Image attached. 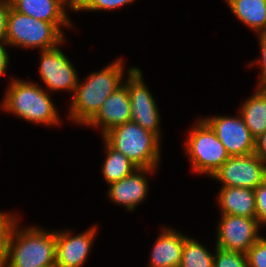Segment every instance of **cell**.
<instances>
[{"label":"cell","instance_id":"obj_1","mask_svg":"<svg viewBox=\"0 0 266 267\" xmlns=\"http://www.w3.org/2000/svg\"><path fill=\"white\" fill-rule=\"evenodd\" d=\"M122 62L117 60L98 73L91 74L84 84H77L70 112L77 123H87L110 94L122 85Z\"/></svg>","mask_w":266,"mask_h":267},{"label":"cell","instance_id":"obj_2","mask_svg":"<svg viewBox=\"0 0 266 267\" xmlns=\"http://www.w3.org/2000/svg\"><path fill=\"white\" fill-rule=\"evenodd\" d=\"M105 142L125 155L138 168H156L159 138L132 121L117 125L104 134Z\"/></svg>","mask_w":266,"mask_h":267},{"label":"cell","instance_id":"obj_3","mask_svg":"<svg viewBox=\"0 0 266 267\" xmlns=\"http://www.w3.org/2000/svg\"><path fill=\"white\" fill-rule=\"evenodd\" d=\"M16 228L9 240L7 267L56 266V232L46 233L42 229L28 228L18 233Z\"/></svg>","mask_w":266,"mask_h":267},{"label":"cell","instance_id":"obj_4","mask_svg":"<svg viewBox=\"0 0 266 267\" xmlns=\"http://www.w3.org/2000/svg\"><path fill=\"white\" fill-rule=\"evenodd\" d=\"M8 89L3 109L36 123L52 125L59 122L52 100L39 86L14 80Z\"/></svg>","mask_w":266,"mask_h":267},{"label":"cell","instance_id":"obj_5","mask_svg":"<svg viewBox=\"0 0 266 267\" xmlns=\"http://www.w3.org/2000/svg\"><path fill=\"white\" fill-rule=\"evenodd\" d=\"M63 42V33L53 23L23 15L12 7L7 19L6 43L48 50Z\"/></svg>","mask_w":266,"mask_h":267},{"label":"cell","instance_id":"obj_6","mask_svg":"<svg viewBox=\"0 0 266 267\" xmlns=\"http://www.w3.org/2000/svg\"><path fill=\"white\" fill-rule=\"evenodd\" d=\"M187 152L195 171L213 175L228 159L225 146L204 121L197 123L187 140Z\"/></svg>","mask_w":266,"mask_h":267},{"label":"cell","instance_id":"obj_7","mask_svg":"<svg viewBox=\"0 0 266 267\" xmlns=\"http://www.w3.org/2000/svg\"><path fill=\"white\" fill-rule=\"evenodd\" d=\"M223 186L255 189L266 179V166L255 155L230 156L212 175Z\"/></svg>","mask_w":266,"mask_h":267},{"label":"cell","instance_id":"obj_8","mask_svg":"<svg viewBox=\"0 0 266 267\" xmlns=\"http://www.w3.org/2000/svg\"><path fill=\"white\" fill-rule=\"evenodd\" d=\"M221 220L216 244L220 249L246 254L260 238L257 235L260 224L256 218L222 214Z\"/></svg>","mask_w":266,"mask_h":267},{"label":"cell","instance_id":"obj_9","mask_svg":"<svg viewBox=\"0 0 266 267\" xmlns=\"http://www.w3.org/2000/svg\"><path fill=\"white\" fill-rule=\"evenodd\" d=\"M140 69L131 68L126 84L131 101V121L159 138V114L155 100L144 85Z\"/></svg>","mask_w":266,"mask_h":267},{"label":"cell","instance_id":"obj_10","mask_svg":"<svg viewBox=\"0 0 266 267\" xmlns=\"http://www.w3.org/2000/svg\"><path fill=\"white\" fill-rule=\"evenodd\" d=\"M204 121L215 132L229 156H245L254 153L255 138L251 135L242 116L240 118L218 116Z\"/></svg>","mask_w":266,"mask_h":267},{"label":"cell","instance_id":"obj_11","mask_svg":"<svg viewBox=\"0 0 266 267\" xmlns=\"http://www.w3.org/2000/svg\"><path fill=\"white\" fill-rule=\"evenodd\" d=\"M40 73L50 90L70 89L75 92L77 75L71 62L58 47L42 50Z\"/></svg>","mask_w":266,"mask_h":267},{"label":"cell","instance_id":"obj_12","mask_svg":"<svg viewBox=\"0 0 266 267\" xmlns=\"http://www.w3.org/2000/svg\"><path fill=\"white\" fill-rule=\"evenodd\" d=\"M131 121V101L127 86L123 85L108 96L98 112L86 123L103 124V134L111 128Z\"/></svg>","mask_w":266,"mask_h":267},{"label":"cell","instance_id":"obj_13","mask_svg":"<svg viewBox=\"0 0 266 267\" xmlns=\"http://www.w3.org/2000/svg\"><path fill=\"white\" fill-rule=\"evenodd\" d=\"M96 230L71 237L70 233H56V266L81 267L86 260Z\"/></svg>","mask_w":266,"mask_h":267},{"label":"cell","instance_id":"obj_14","mask_svg":"<svg viewBox=\"0 0 266 267\" xmlns=\"http://www.w3.org/2000/svg\"><path fill=\"white\" fill-rule=\"evenodd\" d=\"M11 7L17 12L35 19L53 23L58 29L60 25H71L63 6L68 0H9Z\"/></svg>","mask_w":266,"mask_h":267},{"label":"cell","instance_id":"obj_15","mask_svg":"<svg viewBox=\"0 0 266 267\" xmlns=\"http://www.w3.org/2000/svg\"><path fill=\"white\" fill-rule=\"evenodd\" d=\"M150 170L153 171L154 169L138 168L135 173L133 172L120 181L110 184L109 196L112 201L122 204L128 210H132L139 202H142L148 189L143 172H150Z\"/></svg>","mask_w":266,"mask_h":267},{"label":"cell","instance_id":"obj_16","mask_svg":"<svg viewBox=\"0 0 266 267\" xmlns=\"http://www.w3.org/2000/svg\"><path fill=\"white\" fill-rule=\"evenodd\" d=\"M166 230L156 240L151 253L150 267H180L183 245L187 237Z\"/></svg>","mask_w":266,"mask_h":267},{"label":"cell","instance_id":"obj_17","mask_svg":"<svg viewBox=\"0 0 266 267\" xmlns=\"http://www.w3.org/2000/svg\"><path fill=\"white\" fill-rule=\"evenodd\" d=\"M219 202L222 214L256 218L254 189L223 186Z\"/></svg>","mask_w":266,"mask_h":267},{"label":"cell","instance_id":"obj_18","mask_svg":"<svg viewBox=\"0 0 266 267\" xmlns=\"http://www.w3.org/2000/svg\"><path fill=\"white\" fill-rule=\"evenodd\" d=\"M232 12L254 30L266 32V0H226Z\"/></svg>","mask_w":266,"mask_h":267},{"label":"cell","instance_id":"obj_19","mask_svg":"<svg viewBox=\"0 0 266 267\" xmlns=\"http://www.w3.org/2000/svg\"><path fill=\"white\" fill-rule=\"evenodd\" d=\"M241 110L244 123L254 138L266 131V89L259 88Z\"/></svg>","mask_w":266,"mask_h":267},{"label":"cell","instance_id":"obj_20","mask_svg":"<svg viewBox=\"0 0 266 267\" xmlns=\"http://www.w3.org/2000/svg\"><path fill=\"white\" fill-rule=\"evenodd\" d=\"M107 159L103 164V175L110 184L131 175L138 169L125 155L110 147L106 142Z\"/></svg>","mask_w":266,"mask_h":267},{"label":"cell","instance_id":"obj_21","mask_svg":"<svg viewBox=\"0 0 266 267\" xmlns=\"http://www.w3.org/2000/svg\"><path fill=\"white\" fill-rule=\"evenodd\" d=\"M213 257L202 245L186 238L180 267H213Z\"/></svg>","mask_w":266,"mask_h":267},{"label":"cell","instance_id":"obj_22","mask_svg":"<svg viewBox=\"0 0 266 267\" xmlns=\"http://www.w3.org/2000/svg\"><path fill=\"white\" fill-rule=\"evenodd\" d=\"M16 222V218L13 216L3 215L0 212V267H5L7 262L9 240Z\"/></svg>","mask_w":266,"mask_h":267},{"label":"cell","instance_id":"obj_23","mask_svg":"<svg viewBox=\"0 0 266 267\" xmlns=\"http://www.w3.org/2000/svg\"><path fill=\"white\" fill-rule=\"evenodd\" d=\"M213 267H248L246 254L237 251H226L216 247Z\"/></svg>","mask_w":266,"mask_h":267},{"label":"cell","instance_id":"obj_24","mask_svg":"<svg viewBox=\"0 0 266 267\" xmlns=\"http://www.w3.org/2000/svg\"><path fill=\"white\" fill-rule=\"evenodd\" d=\"M248 267H266V239L260 237L246 253Z\"/></svg>","mask_w":266,"mask_h":267},{"label":"cell","instance_id":"obj_25","mask_svg":"<svg viewBox=\"0 0 266 267\" xmlns=\"http://www.w3.org/2000/svg\"><path fill=\"white\" fill-rule=\"evenodd\" d=\"M134 0H79L74 10H111Z\"/></svg>","mask_w":266,"mask_h":267},{"label":"cell","instance_id":"obj_26","mask_svg":"<svg viewBox=\"0 0 266 267\" xmlns=\"http://www.w3.org/2000/svg\"><path fill=\"white\" fill-rule=\"evenodd\" d=\"M256 219L258 223H266V179L254 189Z\"/></svg>","mask_w":266,"mask_h":267},{"label":"cell","instance_id":"obj_27","mask_svg":"<svg viewBox=\"0 0 266 267\" xmlns=\"http://www.w3.org/2000/svg\"><path fill=\"white\" fill-rule=\"evenodd\" d=\"M11 7L9 0H0V44L6 43L7 19Z\"/></svg>","mask_w":266,"mask_h":267},{"label":"cell","instance_id":"obj_28","mask_svg":"<svg viewBox=\"0 0 266 267\" xmlns=\"http://www.w3.org/2000/svg\"><path fill=\"white\" fill-rule=\"evenodd\" d=\"M255 155L266 163V131L255 138Z\"/></svg>","mask_w":266,"mask_h":267},{"label":"cell","instance_id":"obj_29","mask_svg":"<svg viewBox=\"0 0 266 267\" xmlns=\"http://www.w3.org/2000/svg\"><path fill=\"white\" fill-rule=\"evenodd\" d=\"M260 45H261V50H262V63L261 65L263 66V71L261 75V81H260V86L259 88H264L266 89V34H260Z\"/></svg>","mask_w":266,"mask_h":267},{"label":"cell","instance_id":"obj_30","mask_svg":"<svg viewBox=\"0 0 266 267\" xmlns=\"http://www.w3.org/2000/svg\"><path fill=\"white\" fill-rule=\"evenodd\" d=\"M8 64V56L3 44H0V76L4 74Z\"/></svg>","mask_w":266,"mask_h":267},{"label":"cell","instance_id":"obj_31","mask_svg":"<svg viewBox=\"0 0 266 267\" xmlns=\"http://www.w3.org/2000/svg\"><path fill=\"white\" fill-rule=\"evenodd\" d=\"M79 0H68V4L71 6V9L78 4Z\"/></svg>","mask_w":266,"mask_h":267}]
</instances>
